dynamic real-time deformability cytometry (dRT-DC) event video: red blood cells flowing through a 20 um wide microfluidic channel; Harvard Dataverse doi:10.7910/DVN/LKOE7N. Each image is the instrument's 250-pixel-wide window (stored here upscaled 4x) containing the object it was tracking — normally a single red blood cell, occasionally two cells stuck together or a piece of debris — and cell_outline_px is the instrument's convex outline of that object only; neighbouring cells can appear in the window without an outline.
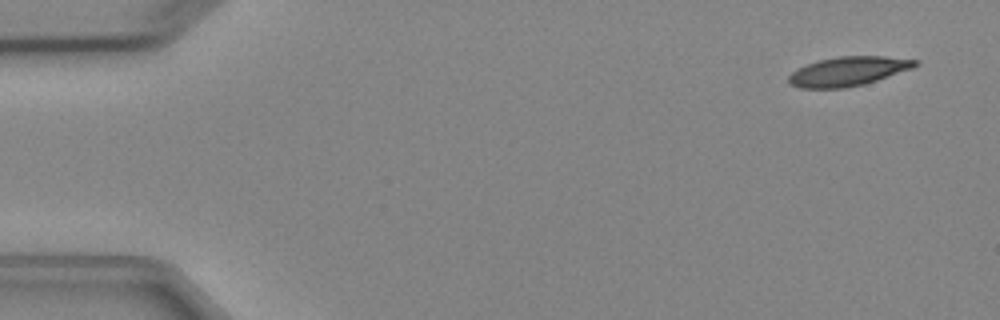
{"species": "Egyptian fruit bat (a non-hibernating species)", "species_latin": "Rousettus aegyptiacus", "temperature_condition": "cold", "stored_images_in_passage": 4, "camera_frame_rate_fps": 3000, "um_per_image_px": 0.085, "animal": {"sex": "female"}, "frame": {"image": 1, "passage_image": 1, "time_ms": 0.0, "image_size_px": [1000, 320], "cell_outline_px": [[920, 64], [912, 68], [864, 84], [844, 88], [800, 88], [788, 84], [788, 76], [792, 72], [808, 64], [820, 60], [840, 56], [884, 56], [920, 60]], "centroid_in_image_um": [72.1, 6.06], "position_along_channel_um": 12.9, "area_um2": 21.39}}
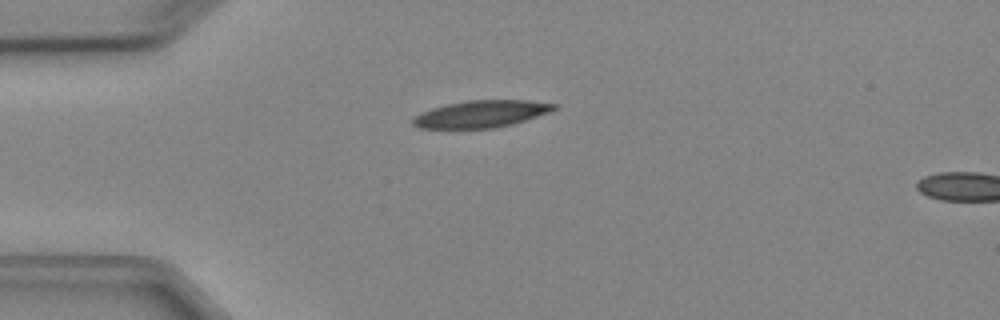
{"frame": {"image": 2, "passage_image": 3, "time_ms": 3.333, "image_size_px": [1000, 320], "cell_outline_px": [[556, 108], [548, 112], [512, 124], [492, 128], [420, 128], [412, 124], [412, 120], [420, 112], [432, 108], [448, 104], [468, 100], [528, 100], [556, 104]], "centroid_in_image_um": [40.87, 9.68], "position_along_channel_um": 44.1, "area_um2": 21.91}}